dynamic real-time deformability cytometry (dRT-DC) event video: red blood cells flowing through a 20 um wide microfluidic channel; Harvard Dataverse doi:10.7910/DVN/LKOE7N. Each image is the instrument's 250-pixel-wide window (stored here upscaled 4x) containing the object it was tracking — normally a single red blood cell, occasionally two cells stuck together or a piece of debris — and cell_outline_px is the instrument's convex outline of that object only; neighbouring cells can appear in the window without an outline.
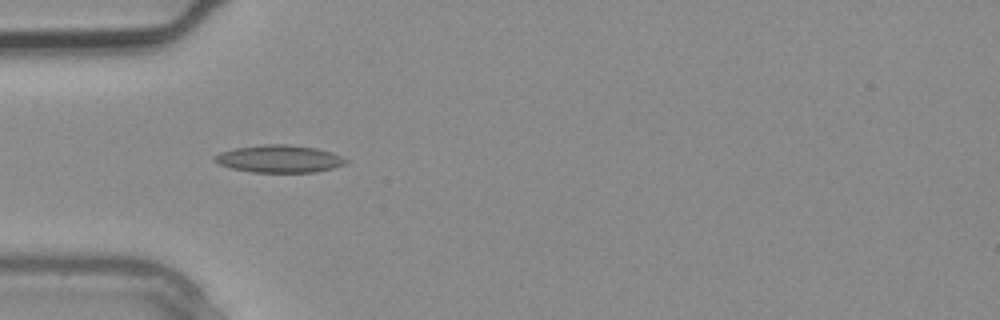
{"species": "common noctule bat (a hibernating species)", "species_latin": "Nyctalus noctula", "temperature_condition": "warm", "stored_images_in_passage": 3, "camera_frame_rate_fps": 3000, "um_per_image_px": 0.085, "animal": {"sex": "male", "body_mass_g": 20.4}, "frame": {"image": 1, "passage_image": 3, "time_ms": 0.667, "image_size_px": [1000, 320], "cell_outline_px": [[348, 160], [344, 164], [332, 168], [316, 172], [252, 172], [232, 168], [220, 164], [212, 160], [212, 156], [220, 152], [236, 148], [260, 144], [288, 144], [316, 148], [332, 152]], "centroid_in_image_um": [23.71, 13.49], "position_along_channel_um": 61.3, "area_um2": 20.98}}